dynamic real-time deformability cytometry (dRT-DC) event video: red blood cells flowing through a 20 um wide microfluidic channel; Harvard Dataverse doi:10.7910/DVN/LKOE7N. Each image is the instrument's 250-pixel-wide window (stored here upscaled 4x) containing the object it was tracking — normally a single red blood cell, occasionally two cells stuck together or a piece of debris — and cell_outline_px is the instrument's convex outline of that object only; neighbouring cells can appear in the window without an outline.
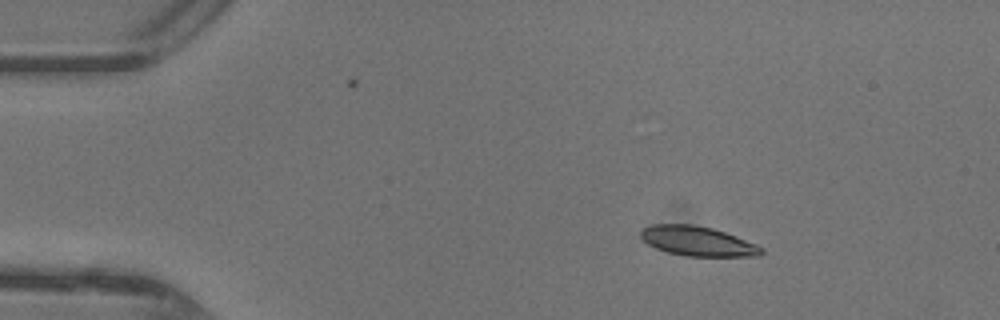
{"species": "common noctule bat (a hibernating species)", "species_latin": "Nyctalus noctula", "temperature_condition": "warm", "stored_images_in_passage": 31, "camera_frame_rate_fps": 3000, "um_per_image_px": 0.085, "animal": {"sex": "female"}, "frame": {"image": 1, "passage_image": 1, "time_ms": 0.0, "image_size_px": [1000, 320], "cell_outline_px": [[764, 252], [760, 256], [688, 256], [668, 252], [656, 248], [648, 244], [640, 236], [640, 232], [644, 228], [652, 224], [692, 224], [712, 228], [736, 236], [756, 244], [764, 248]], "centroid_in_image_um": [59.32, 20.5], "position_along_channel_um": 25.7, "area_um2": 20.75}}
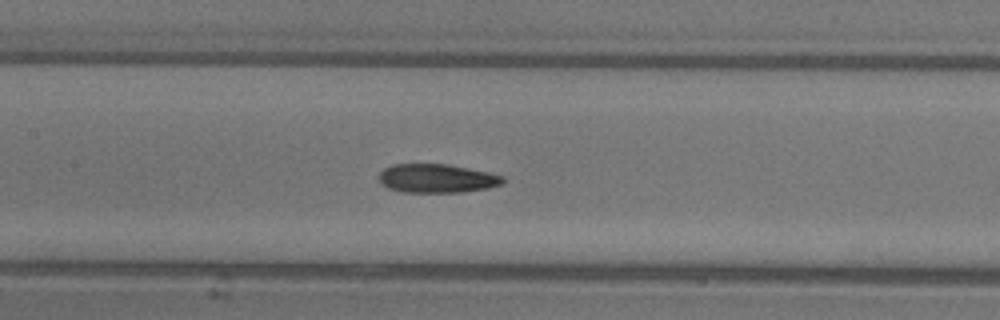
{"frame": {"image": 2, "passage_image": 16, "time_ms": 5.0, "image_size_px": [1000, 320], "cell_outline_px": [[504, 184], [488, 188], [464, 192], [400, 192], [388, 188], [380, 184], [376, 180], [376, 176], [384, 168], [392, 164], [448, 164], [488, 172], [504, 176]], "centroid_in_image_um": [37.08, 15.17], "position_along_channel_um": 170.3, "area_um2": 21.15}}
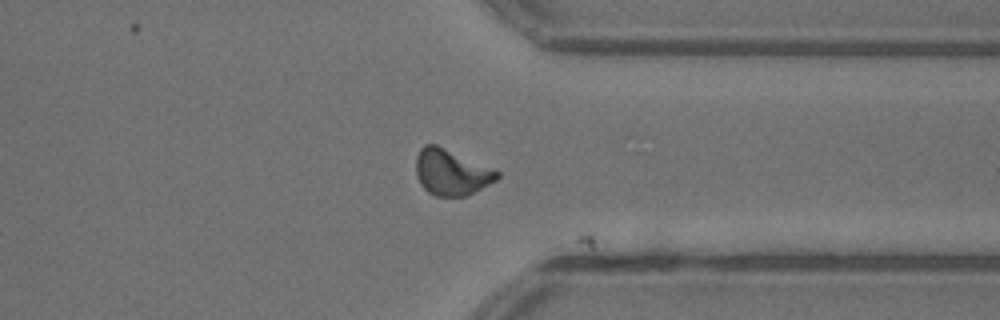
{"frame": {"image": 3, "passage_image": 30, "time_ms": 9.667, "image_size_px": [1000, 320], "cell_outline_px": [[500, 176], [496, 180], [468, 196], [436, 196], [428, 192], [420, 184], [416, 172], [416, 156], [420, 148], [424, 144], [436, 144], [496, 168], [500, 172]], "centroid_in_image_um": [38.39, 14.63], "position_along_channel_um": 373.0, "area_um2": 22.08}}